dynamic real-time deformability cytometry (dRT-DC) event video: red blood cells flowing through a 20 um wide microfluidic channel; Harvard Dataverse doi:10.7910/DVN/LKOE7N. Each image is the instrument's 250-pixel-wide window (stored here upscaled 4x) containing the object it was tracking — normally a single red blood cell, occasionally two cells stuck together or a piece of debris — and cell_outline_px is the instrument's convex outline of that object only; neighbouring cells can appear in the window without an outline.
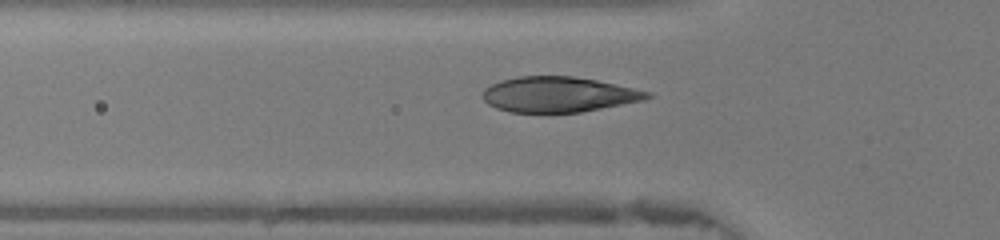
{"species": "human", "species_latin": "Homo sapiens", "temperature_condition": "warm", "stored_images_in_passage": 46, "camera_frame_rate_fps": 3000, "um_per_image_px": 0.085, "donor": {"sex": "female"}, "frame": {"image": 1, "passage_image": 15, "time_ms": 4.667, "image_size_px": [1000, 240], "cell_outline_px": [[652, 96], [644, 100], [580, 112], [508, 112], [496, 108], [488, 104], [484, 100], [484, 88], [500, 80], [520, 76], [572, 76], [596, 80], [652, 92]], "centroid_in_image_um": [47.47, 8.03], "position_along_channel_um": 78.3, "area_um2": 33.7}}
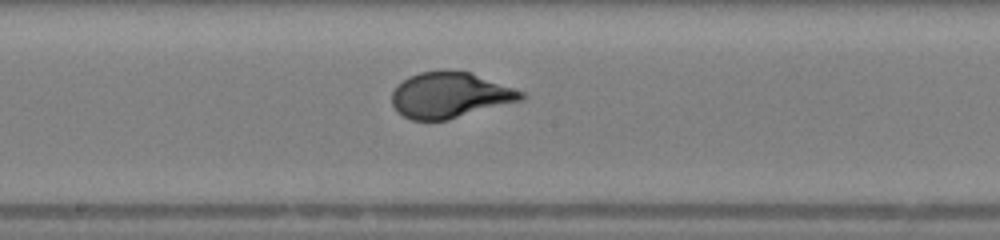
{"frame": {"image": 2, "passage_image": 24, "time_ms": 7.667, "image_size_px": [1000, 240], "cell_outline_px": [[528, 96], [524, 100], [448, 120], [412, 120], [404, 116], [392, 104], [392, 92], [396, 84], [408, 76], [420, 72], [440, 68], [448, 68], [472, 72], [524, 92]], "centroid_in_image_um": [38.27, 8.05], "position_along_channel_um": 209.9, "area_um2": 35.2}}
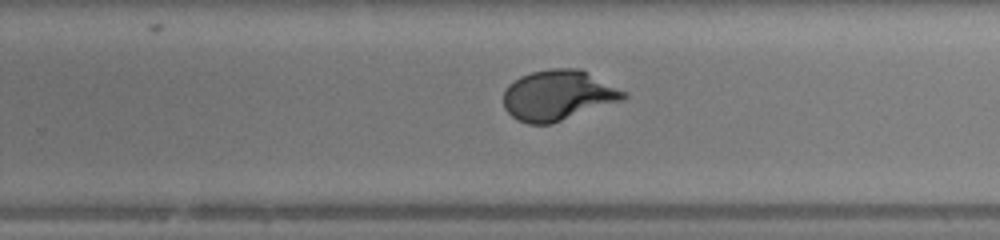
{"frame": {"image": 3, "passage_image": 29, "time_ms": 9.333, "image_size_px": [1000, 240], "cell_outline_px": [[628, 96], [624, 100], [552, 124], [528, 124], [516, 120], [504, 108], [504, 92], [508, 84], [520, 76], [532, 72], [552, 68], [580, 68], [628, 92]], "centroid_in_image_um": [47.46, 8.1], "position_along_channel_um": 282.3, "area_um2": 35.55}, "authors_computed_cell_mechanics": {"area_um2": 35.2869, "velocity_mm_per_s": 4.3611, "shape_relaxation_time_tau1_ms": 3.2346, "shape_relaxation_time_tau2_ms": null, "deformation_change_tau1": 0.2151, "deformation_change_tau2": null}}